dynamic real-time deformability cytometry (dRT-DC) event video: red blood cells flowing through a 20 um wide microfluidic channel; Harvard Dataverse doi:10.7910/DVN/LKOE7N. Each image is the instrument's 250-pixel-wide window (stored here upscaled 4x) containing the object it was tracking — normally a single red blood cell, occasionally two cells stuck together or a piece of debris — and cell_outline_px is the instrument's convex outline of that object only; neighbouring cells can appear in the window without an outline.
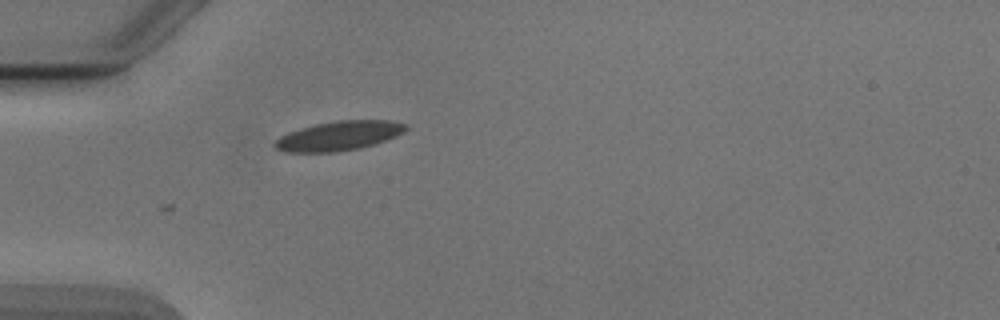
{"species": "Egyptian fruit bat (a non-hibernating species)", "species_latin": "Rousettus aegyptiacus", "temperature_condition": "cold", "stored_images_in_passage": 1, "camera_frame_rate_fps": 3000, "um_per_image_px": 0.085, "animal": {"sex": "male"}, "frame": {"image": 1, "passage_image": 1, "time_ms": 0.0, "image_size_px": [1000, 320], "cell_outline_px": [[408, 128], [404, 132], [396, 136], [376, 144], [360, 148], [332, 152], [288, 152], [276, 148], [276, 140], [280, 136], [288, 132], [300, 128], [316, 124], [336, 120], [388, 120], [404, 124]], "centroid_in_image_um": [28.83, 11.54], "position_along_channel_um": 56.2, "area_um2": 22.25}}